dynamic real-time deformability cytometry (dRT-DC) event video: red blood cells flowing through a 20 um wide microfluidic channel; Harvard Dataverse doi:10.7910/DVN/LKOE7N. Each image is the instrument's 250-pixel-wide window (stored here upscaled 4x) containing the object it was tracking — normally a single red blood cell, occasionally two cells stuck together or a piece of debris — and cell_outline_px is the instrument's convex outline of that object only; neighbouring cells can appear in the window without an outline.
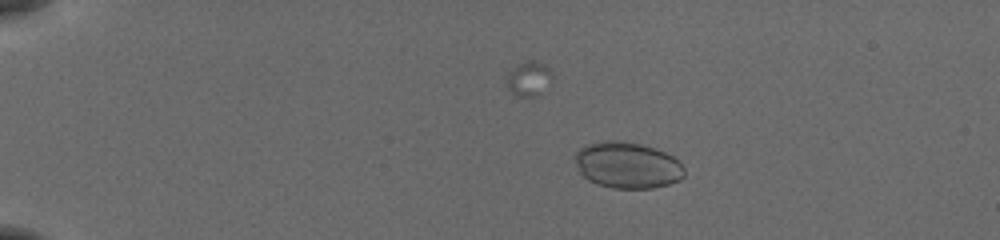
{"species": "common noctule bat (a hibernating species)", "species_latin": "Nyctalus noctula", "temperature_condition": "cold", "stored_images_in_passage": 44, "camera_frame_rate_fps": 3000, "um_per_image_px": 0.085, "animal": {"sex": "female", "body_mass_g": 19.5, "forearm_length_mm": 54.1}, "frame": {"image": 1, "passage_image": 1, "time_ms": 0.0, "image_size_px": [1000, 240], "cell_outline_px": [[684, 176], [680, 180], [668, 184], [652, 188], [612, 188], [596, 184], [588, 180], [580, 172], [576, 164], [576, 152], [580, 148], [588, 144], [604, 140], [624, 140], [640, 144], [664, 152], [672, 156], [684, 168]], "centroid_in_image_um": [53.31, 14.04], "position_along_channel_um": 31.7, "area_um2": 29.36}}
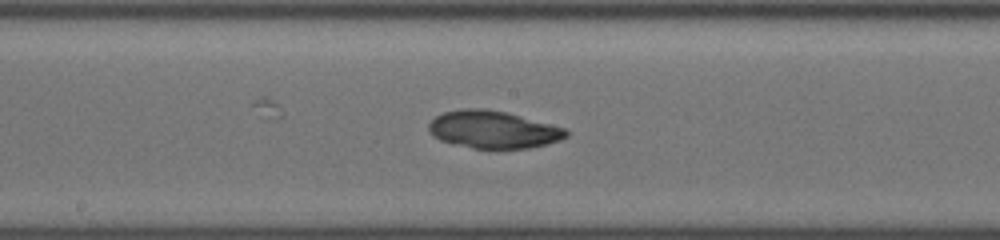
{"frame": {"image": 2, "passage_image": 21, "time_ms": 6.667, "image_size_px": [1000, 240], "cell_outline_px": [[568, 136], [560, 140], [548, 144], [528, 148], [500, 152], [472, 148], [452, 144], [440, 140], [432, 136], [428, 128], [428, 124], [436, 116], [444, 112], [464, 108], [484, 108], [504, 112], [520, 116], [564, 128], [568, 132]], "centroid_in_image_um": [41.9, 11.06], "position_along_channel_um": 206.3, "area_um2": 30.63}}
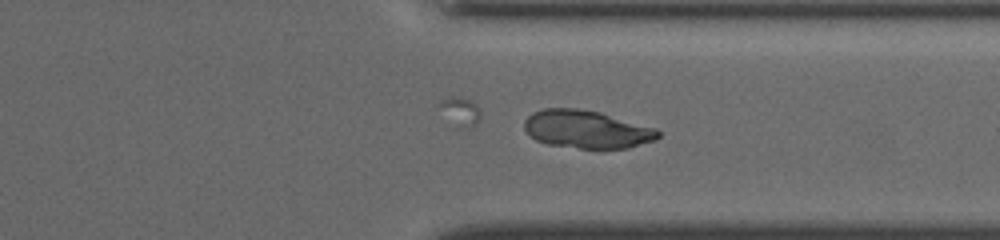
{"frame": {"image": 3, "passage_image": 33, "time_ms": 10.667, "image_size_px": [1000, 240], "cell_outline_px": [[660, 136], [656, 140], [628, 148], [580, 148], [548, 144], [536, 140], [524, 128], [524, 120], [532, 112], [544, 108], [576, 108], [600, 112], [656, 128], [660, 132]], "centroid_in_image_um": [49.88, 10.98], "position_along_channel_um": 361.5, "area_um2": 29.54}, "authors_computed_cell_mechanics": {"area_um2": 29.9115, "velocity_mm_per_s": 3.8893, "shape_relaxation_time_tau1_ms": null, "shape_relaxation_time_tau2_ms": 5.0775, "deformation_change_tau1": null, "deformation_change_tau2": 0.0634}}